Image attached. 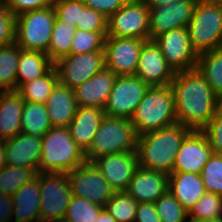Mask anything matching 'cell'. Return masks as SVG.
Returning <instances> with one entry per match:
<instances>
[{
  "mask_svg": "<svg viewBox=\"0 0 222 222\" xmlns=\"http://www.w3.org/2000/svg\"><path fill=\"white\" fill-rule=\"evenodd\" d=\"M177 123L202 131L215 115L216 94L197 69L175 72L170 84Z\"/></svg>",
  "mask_w": 222,
  "mask_h": 222,
  "instance_id": "6da1fadb",
  "label": "cell"
},
{
  "mask_svg": "<svg viewBox=\"0 0 222 222\" xmlns=\"http://www.w3.org/2000/svg\"><path fill=\"white\" fill-rule=\"evenodd\" d=\"M191 130L179 123L138 136L139 166L170 175L181 143Z\"/></svg>",
  "mask_w": 222,
  "mask_h": 222,
  "instance_id": "7a4b0ae2",
  "label": "cell"
},
{
  "mask_svg": "<svg viewBox=\"0 0 222 222\" xmlns=\"http://www.w3.org/2000/svg\"><path fill=\"white\" fill-rule=\"evenodd\" d=\"M84 152L67 127H52L41 138L38 172L68 173L85 162Z\"/></svg>",
  "mask_w": 222,
  "mask_h": 222,
  "instance_id": "3957f363",
  "label": "cell"
},
{
  "mask_svg": "<svg viewBox=\"0 0 222 222\" xmlns=\"http://www.w3.org/2000/svg\"><path fill=\"white\" fill-rule=\"evenodd\" d=\"M130 120L138 136L177 123L171 86L149 87Z\"/></svg>",
  "mask_w": 222,
  "mask_h": 222,
  "instance_id": "277c9868",
  "label": "cell"
},
{
  "mask_svg": "<svg viewBox=\"0 0 222 222\" xmlns=\"http://www.w3.org/2000/svg\"><path fill=\"white\" fill-rule=\"evenodd\" d=\"M138 135L130 119L104 116L89 149L84 153L87 162L110 154L137 151Z\"/></svg>",
  "mask_w": 222,
  "mask_h": 222,
  "instance_id": "5b68a950",
  "label": "cell"
},
{
  "mask_svg": "<svg viewBox=\"0 0 222 222\" xmlns=\"http://www.w3.org/2000/svg\"><path fill=\"white\" fill-rule=\"evenodd\" d=\"M187 27L197 55L222 48V5L198 0Z\"/></svg>",
  "mask_w": 222,
  "mask_h": 222,
  "instance_id": "8992f818",
  "label": "cell"
},
{
  "mask_svg": "<svg viewBox=\"0 0 222 222\" xmlns=\"http://www.w3.org/2000/svg\"><path fill=\"white\" fill-rule=\"evenodd\" d=\"M55 18L53 6L17 15L14 42L24 50L47 54Z\"/></svg>",
  "mask_w": 222,
  "mask_h": 222,
  "instance_id": "52a82bcc",
  "label": "cell"
},
{
  "mask_svg": "<svg viewBox=\"0 0 222 222\" xmlns=\"http://www.w3.org/2000/svg\"><path fill=\"white\" fill-rule=\"evenodd\" d=\"M40 217L41 222L64 220L67 206L73 196L67 173H41Z\"/></svg>",
  "mask_w": 222,
  "mask_h": 222,
  "instance_id": "ba28073f",
  "label": "cell"
},
{
  "mask_svg": "<svg viewBox=\"0 0 222 222\" xmlns=\"http://www.w3.org/2000/svg\"><path fill=\"white\" fill-rule=\"evenodd\" d=\"M107 37L150 40L149 8L142 0H129L108 17Z\"/></svg>",
  "mask_w": 222,
  "mask_h": 222,
  "instance_id": "9c48e42d",
  "label": "cell"
},
{
  "mask_svg": "<svg viewBox=\"0 0 222 222\" xmlns=\"http://www.w3.org/2000/svg\"><path fill=\"white\" fill-rule=\"evenodd\" d=\"M148 88L136 75L117 76L103 109L105 115L131 119Z\"/></svg>",
  "mask_w": 222,
  "mask_h": 222,
  "instance_id": "30bf717a",
  "label": "cell"
},
{
  "mask_svg": "<svg viewBox=\"0 0 222 222\" xmlns=\"http://www.w3.org/2000/svg\"><path fill=\"white\" fill-rule=\"evenodd\" d=\"M74 196L90 200L101 207L115 193L93 162L85 161L67 173Z\"/></svg>",
  "mask_w": 222,
  "mask_h": 222,
  "instance_id": "8fae6325",
  "label": "cell"
},
{
  "mask_svg": "<svg viewBox=\"0 0 222 222\" xmlns=\"http://www.w3.org/2000/svg\"><path fill=\"white\" fill-rule=\"evenodd\" d=\"M153 40L174 72L196 69L198 55L192 48L188 27L164 32Z\"/></svg>",
  "mask_w": 222,
  "mask_h": 222,
  "instance_id": "7c38bea8",
  "label": "cell"
},
{
  "mask_svg": "<svg viewBox=\"0 0 222 222\" xmlns=\"http://www.w3.org/2000/svg\"><path fill=\"white\" fill-rule=\"evenodd\" d=\"M59 83L71 89L105 67L104 51L70 54L54 63Z\"/></svg>",
  "mask_w": 222,
  "mask_h": 222,
  "instance_id": "4fadbf2b",
  "label": "cell"
},
{
  "mask_svg": "<svg viewBox=\"0 0 222 222\" xmlns=\"http://www.w3.org/2000/svg\"><path fill=\"white\" fill-rule=\"evenodd\" d=\"M145 41L139 38L106 37L105 67L117 76L135 75Z\"/></svg>",
  "mask_w": 222,
  "mask_h": 222,
  "instance_id": "5bb4252c",
  "label": "cell"
},
{
  "mask_svg": "<svg viewBox=\"0 0 222 222\" xmlns=\"http://www.w3.org/2000/svg\"><path fill=\"white\" fill-rule=\"evenodd\" d=\"M93 163L114 192L126 191L139 166L137 151L104 155Z\"/></svg>",
  "mask_w": 222,
  "mask_h": 222,
  "instance_id": "9a60e30c",
  "label": "cell"
},
{
  "mask_svg": "<svg viewBox=\"0 0 222 222\" xmlns=\"http://www.w3.org/2000/svg\"><path fill=\"white\" fill-rule=\"evenodd\" d=\"M135 75L149 87L170 85L175 72L167 64L154 40L145 41L141 47Z\"/></svg>",
  "mask_w": 222,
  "mask_h": 222,
  "instance_id": "2e32d148",
  "label": "cell"
},
{
  "mask_svg": "<svg viewBox=\"0 0 222 222\" xmlns=\"http://www.w3.org/2000/svg\"><path fill=\"white\" fill-rule=\"evenodd\" d=\"M198 0L177 1L149 9V35H158L180 27H187Z\"/></svg>",
  "mask_w": 222,
  "mask_h": 222,
  "instance_id": "e0dca14e",
  "label": "cell"
},
{
  "mask_svg": "<svg viewBox=\"0 0 222 222\" xmlns=\"http://www.w3.org/2000/svg\"><path fill=\"white\" fill-rule=\"evenodd\" d=\"M213 149L203 131L191 130L181 143L176 155L173 172L201 173Z\"/></svg>",
  "mask_w": 222,
  "mask_h": 222,
  "instance_id": "ac0fdd59",
  "label": "cell"
},
{
  "mask_svg": "<svg viewBox=\"0 0 222 222\" xmlns=\"http://www.w3.org/2000/svg\"><path fill=\"white\" fill-rule=\"evenodd\" d=\"M117 75L104 67L93 77L73 88L78 107L104 109Z\"/></svg>",
  "mask_w": 222,
  "mask_h": 222,
  "instance_id": "d6986e66",
  "label": "cell"
},
{
  "mask_svg": "<svg viewBox=\"0 0 222 222\" xmlns=\"http://www.w3.org/2000/svg\"><path fill=\"white\" fill-rule=\"evenodd\" d=\"M168 186L169 175L138 166L126 192L138 203H155Z\"/></svg>",
  "mask_w": 222,
  "mask_h": 222,
  "instance_id": "ffe728a7",
  "label": "cell"
},
{
  "mask_svg": "<svg viewBox=\"0 0 222 222\" xmlns=\"http://www.w3.org/2000/svg\"><path fill=\"white\" fill-rule=\"evenodd\" d=\"M6 165L30 167L38 170L41 159V139L19 133L4 140Z\"/></svg>",
  "mask_w": 222,
  "mask_h": 222,
  "instance_id": "44dd1931",
  "label": "cell"
},
{
  "mask_svg": "<svg viewBox=\"0 0 222 222\" xmlns=\"http://www.w3.org/2000/svg\"><path fill=\"white\" fill-rule=\"evenodd\" d=\"M12 222H41L40 176L24 184L12 196Z\"/></svg>",
  "mask_w": 222,
  "mask_h": 222,
  "instance_id": "7402d4cb",
  "label": "cell"
},
{
  "mask_svg": "<svg viewBox=\"0 0 222 222\" xmlns=\"http://www.w3.org/2000/svg\"><path fill=\"white\" fill-rule=\"evenodd\" d=\"M105 116L103 109L96 107H78L77 112L67 126L70 136L85 153Z\"/></svg>",
  "mask_w": 222,
  "mask_h": 222,
  "instance_id": "603a6c76",
  "label": "cell"
},
{
  "mask_svg": "<svg viewBox=\"0 0 222 222\" xmlns=\"http://www.w3.org/2000/svg\"><path fill=\"white\" fill-rule=\"evenodd\" d=\"M45 106L52 127H67L78 109L73 89L60 83L48 96Z\"/></svg>",
  "mask_w": 222,
  "mask_h": 222,
  "instance_id": "cb8c5ba5",
  "label": "cell"
},
{
  "mask_svg": "<svg viewBox=\"0 0 222 222\" xmlns=\"http://www.w3.org/2000/svg\"><path fill=\"white\" fill-rule=\"evenodd\" d=\"M168 190L187 212L206 192L199 174L184 172L169 175Z\"/></svg>",
  "mask_w": 222,
  "mask_h": 222,
  "instance_id": "d4e9b609",
  "label": "cell"
},
{
  "mask_svg": "<svg viewBox=\"0 0 222 222\" xmlns=\"http://www.w3.org/2000/svg\"><path fill=\"white\" fill-rule=\"evenodd\" d=\"M25 101L17 91H0V140L21 133V116Z\"/></svg>",
  "mask_w": 222,
  "mask_h": 222,
  "instance_id": "484cf974",
  "label": "cell"
},
{
  "mask_svg": "<svg viewBox=\"0 0 222 222\" xmlns=\"http://www.w3.org/2000/svg\"><path fill=\"white\" fill-rule=\"evenodd\" d=\"M53 66L54 63L47 54L21 48L16 76V91L22 84L45 75Z\"/></svg>",
  "mask_w": 222,
  "mask_h": 222,
  "instance_id": "4316f807",
  "label": "cell"
},
{
  "mask_svg": "<svg viewBox=\"0 0 222 222\" xmlns=\"http://www.w3.org/2000/svg\"><path fill=\"white\" fill-rule=\"evenodd\" d=\"M52 128L46 106L25 101L21 116V133L41 139Z\"/></svg>",
  "mask_w": 222,
  "mask_h": 222,
  "instance_id": "83f0119b",
  "label": "cell"
},
{
  "mask_svg": "<svg viewBox=\"0 0 222 222\" xmlns=\"http://www.w3.org/2000/svg\"><path fill=\"white\" fill-rule=\"evenodd\" d=\"M58 83V73L55 66H53L42 77L22 84L17 92L24 101L45 104L48 96Z\"/></svg>",
  "mask_w": 222,
  "mask_h": 222,
  "instance_id": "f1b7e54d",
  "label": "cell"
},
{
  "mask_svg": "<svg viewBox=\"0 0 222 222\" xmlns=\"http://www.w3.org/2000/svg\"><path fill=\"white\" fill-rule=\"evenodd\" d=\"M77 27L55 18L47 55L53 63L70 55L71 45Z\"/></svg>",
  "mask_w": 222,
  "mask_h": 222,
  "instance_id": "f546056e",
  "label": "cell"
},
{
  "mask_svg": "<svg viewBox=\"0 0 222 222\" xmlns=\"http://www.w3.org/2000/svg\"><path fill=\"white\" fill-rule=\"evenodd\" d=\"M196 69L216 95L222 93V48L199 54Z\"/></svg>",
  "mask_w": 222,
  "mask_h": 222,
  "instance_id": "4dcf8cb0",
  "label": "cell"
},
{
  "mask_svg": "<svg viewBox=\"0 0 222 222\" xmlns=\"http://www.w3.org/2000/svg\"><path fill=\"white\" fill-rule=\"evenodd\" d=\"M21 48L15 43L0 47V91H16Z\"/></svg>",
  "mask_w": 222,
  "mask_h": 222,
  "instance_id": "1f68e13d",
  "label": "cell"
},
{
  "mask_svg": "<svg viewBox=\"0 0 222 222\" xmlns=\"http://www.w3.org/2000/svg\"><path fill=\"white\" fill-rule=\"evenodd\" d=\"M38 170L30 167L6 165L0 169V193L12 197L24 184L33 181Z\"/></svg>",
  "mask_w": 222,
  "mask_h": 222,
  "instance_id": "d6a6232c",
  "label": "cell"
},
{
  "mask_svg": "<svg viewBox=\"0 0 222 222\" xmlns=\"http://www.w3.org/2000/svg\"><path fill=\"white\" fill-rule=\"evenodd\" d=\"M138 202L126 191L115 192L105 209L117 222H134Z\"/></svg>",
  "mask_w": 222,
  "mask_h": 222,
  "instance_id": "836d02e7",
  "label": "cell"
},
{
  "mask_svg": "<svg viewBox=\"0 0 222 222\" xmlns=\"http://www.w3.org/2000/svg\"><path fill=\"white\" fill-rule=\"evenodd\" d=\"M220 217H222V196L212 192H205L188 212L189 222Z\"/></svg>",
  "mask_w": 222,
  "mask_h": 222,
  "instance_id": "e575fe53",
  "label": "cell"
},
{
  "mask_svg": "<svg viewBox=\"0 0 222 222\" xmlns=\"http://www.w3.org/2000/svg\"><path fill=\"white\" fill-rule=\"evenodd\" d=\"M103 208L90 200L73 195L67 206L64 221L95 222Z\"/></svg>",
  "mask_w": 222,
  "mask_h": 222,
  "instance_id": "d590c367",
  "label": "cell"
},
{
  "mask_svg": "<svg viewBox=\"0 0 222 222\" xmlns=\"http://www.w3.org/2000/svg\"><path fill=\"white\" fill-rule=\"evenodd\" d=\"M107 32H92L76 29L70 54L104 51Z\"/></svg>",
  "mask_w": 222,
  "mask_h": 222,
  "instance_id": "8d00e7d4",
  "label": "cell"
},
{
  "mask_svg": "<svg viewBox=\"0 0 222 222\" xmlns=\"http://www.w3.org/2000/svg\"><path fill=\"white\" fill-rule=\"evenodd\" d=\"M161 222H189L188 212L168 190L154 203Z\"/></svg>",
  "mask_w": 222,
  "mask_h": 222,
  "instance_id": "74e56055",
  "label": "cell"
},
{
  "mask_svg": "<svg viewBox=\"0 0 222 222\" xmlns=\"http://www.w3.org/2000/svg\"><path fill=\"white\" fill-rule=\"evenodd\" d=\"M206 192L222 196V155L212 154L200 173Z\"/></svg>",
  "mask_w": 222,
  "mask_h": 222,
  "instance_id": "f35d334b",
  "label": "cell"
},
{
  "mask_svg": "<svg viewBox=\"0 0 222 222\" xmlns=\"http://www.w3.org/2000/svg\"><path fill=\"white\" fill-rule=\"evenodd\" d=\"M53 7L59 20L77 27L85 5L82 0H55Z\"/></svg>",
  "mask_w": 222,
  "mask_h": 222,
  "instance_id": "ab89813d",
  "label": "cell"
},
{
  "mask_svg": "<svg viewBox=\"0 0 222 222\" xmlns=\"http://www.w3.org/2000/svg\"><path fill=\"white\" fill-rule=\"evenodd\" d=\"M107 22L108 18L104 14L85 6L83 12H81L80 23H78L77 29L107 32Z\"/></svg>",
  "mask_w": 222,
  "mask_h": 222,
  "instance_id": "60d3db41",
  "label": "cell"
},
{
  "mask_svg": "<svg viewBox=\"0 0 222 222\" xmlns=\"http://www.w3.org/2000/svg\"><path fill=\"white\" fill-rule=\"evenodd\" d=\"M15 41V16L0 5V47L7 46Z\"/></svg>",
  "mask_w": 222,
  "mask_h": 222,
  "instance_id": "b9f144b4",
  "label": "cell"
},
{
  "mask_svg": "<svg viewBox=\"0 0 222 222\" xmlns=\"http://www.w3.org/2000/svg\"><path fill=\"white\" fill-rule=\"evenodd\" d=\"M55 0H3L6 8L16 17L27 11L53 6Z\"/></svg>",
  "mask_w": 222,
  "mask_h": 222,
  "instance_id": "7bdbcfd3",
  "label": "cell"
},
{
  "mask_svg": "<svg viewBox=\"0 0 222 222\" xmlns=\"http://www.w3.org/2000/svg\"><path fill=\"white\" fill-rule=\"evenodd\" d=\"M202 131L206 135L213 153L222 155V116L215 114Z\"/></svg>",
  "mask_w": 222,
  "mask_h": 222,
  "instance_id": "ee69618b",
  "label": "cell"
},
{
  "mask_svg": "<svg viewBox=\"0 0 222 222\" xmlns=\"http://www.w3.org/2000/svg\"><path fill=\"white\" fill-rule=\"evenodd\" d=\"M86 7L101 12L107 18L124 6L129 0H82Z\"/></svg>",
  "mask_w": 222,
  "mask_h": 222,
  "instance_id": "f6af8a7d",
  "label": "cell"
},
{
  "mask_svg": "<svg viewBox=\"0 0 222 222\" xmlns=\"http://www.w3.org/2000/svg\"><path fill=\"white\" fill-rule=\"evenodd\" d=\"M134 222H161L154 203H138Z\"/></svg>",
  "mask_w": 222,
  "mask_h": 222,
  "instance_id": "bcb514c9",
  "label": "cell"
},
{
  "mask_svg": "<svg viewBox=\"0 0 222 222\" xmlns=\"http://www.w3.org/2000/svg\"><path fill=\"white\" fill-rule=\"evenodd\" d=\"M12 197L0 193V222H12Z\"/></svg>",
  "mask_w": 222,
  "mask_h": 222,
  "instance_id": "7dc6e473",
  "label": "cell"
},
{
  "mask_svg": "<svg viewBox=\"0 0 222 222\" xmlns=\"http://www.w3.org/2000/svg\"><path fill=\"white\" fill-rule=\"evenodd\" d=\"M142 1L150 9L158 6H163L167 3L172 4L177 1H186V0H142Z\"/></svg>",
  "mask_w": 222,
  "mask_h": 222,
  "instance_id": "c3c4849f",
  "label": "cell"
},
{
  "mask_svg": "<svg viewBox=\"0 0 222 222\" xmlns=\"http://www.w3.org/2000/svg\"><path fill=\"white\" fill-rule=\"evenodd\" d=\"M95 222H117V221L111 216V214L105 208H103L100 211L99 216Z\"/></svg>",
  "mask_w": 222,
  "mask_h": 222,
  "instance_id": "681fc988",
  "label": "cell"
},
{
  "mask_svg": "<svg viewBox=\"0 0 222 222\" xmlns=\"http://www.w3.org/2000/svg\"><path fill=\"white\" fill-rule=\"evenodd\" d=\"M215 114L222 116V93L216 95Z\"/></svg>",
  "mask_w": 222,
  "mask_h": 222,
  "instance_id": "f907efd6",
  "label": "cell"
},
{
  "mask_svg": "<svg viewBox=\"0 0 222 222\" xmlns=\"http://www.w3.org/2000/svg\"><path fill=\"white\" fill-rule=\"evenodd\" d=\"M6 166L4 140H0V169Z\"/></svg>",
  "mask_w": 222,
  "mask_h": 222,
  "instance_id": "816d5d0a",
  "label": "cell"
},
{
  "mask_svg": "<svg viewBox=\"0 0 222 222\" xmlns=\"http://www.w3.org/2000/svg\"><path fill=\"white\" fill-rule=\"evenodd\" d=\"M197 222H222V217L212 218V219H207V220H202V221H197Z\"/></svg>",
  "mask_w": 222,
  "mask_h": 222,
  "instance_id": "f5cc1de1",
  "label": "cell"
},
{
  "mask_svg": "<svg viewBox=\"0 0 222 222\" xmlns=\"http://www.w3.org/2000/svg\"><path fill=\"white\" fill-rule=\"evenodd\" d=\"M208 1L216 2L222 5V0H208Z\"/></svg>",
  "mask_w": 222,
  "mask_h": 222,
  "instance_id": "db71d44e",
  "label": "cell"
}]
</instances>
